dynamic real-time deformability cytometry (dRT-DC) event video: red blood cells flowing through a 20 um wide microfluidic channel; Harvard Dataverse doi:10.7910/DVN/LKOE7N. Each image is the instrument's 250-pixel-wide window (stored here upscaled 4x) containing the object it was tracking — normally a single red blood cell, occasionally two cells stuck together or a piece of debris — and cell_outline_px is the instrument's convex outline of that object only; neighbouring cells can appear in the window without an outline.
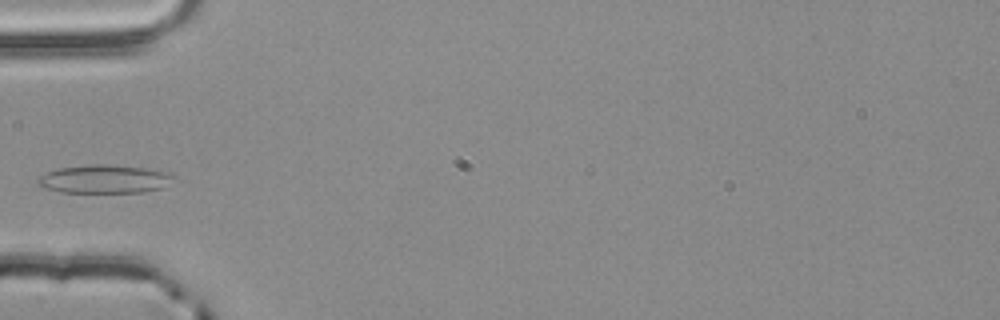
{"species": "common noctule bat (a hibernating species)", "species_latin": "Nyctalus noctula", "temperature_condition": "room temperature", "stored_images_in_passage": 3, "camera_frame_rate_fps": 3000, "um_per_image_px": 0.085, "animal": {"sex": "male", "body_mass_g": 20.4}, "frame": {"image": 1, "passage_image": 3, "time_ms": 0.667, "image_size_px": [1000, 320], "cell_outline_px": [[176, 176], [164, 188], [144, 192], [60, 192], [44, 188], [36, 184], [36, 180], [40, 176], [48, 172], [60, 168], [96, 164], [104, 164], [144, 168], [168, 172]], "centroid_in_image_um": [8.89, 15.23], "position_along_channel_um": 76.1, "area_um2": 22.37}}